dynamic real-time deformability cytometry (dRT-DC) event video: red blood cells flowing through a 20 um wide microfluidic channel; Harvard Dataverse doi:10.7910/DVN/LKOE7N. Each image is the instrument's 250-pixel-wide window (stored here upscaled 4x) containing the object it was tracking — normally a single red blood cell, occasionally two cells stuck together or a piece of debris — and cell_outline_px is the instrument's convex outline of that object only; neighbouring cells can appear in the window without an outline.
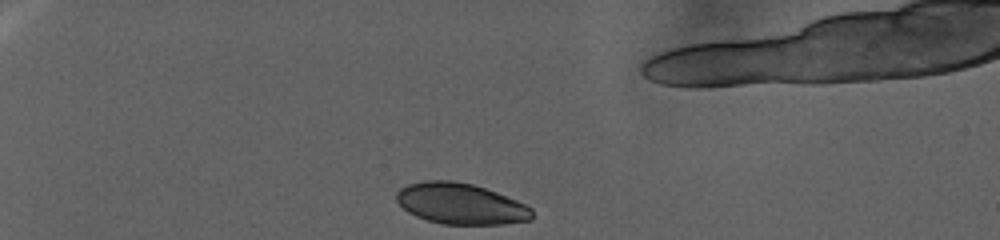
{"species": "human", "species_latin": "Homo sapiens", "temperature_condition": "warm", "stored_images_in_passage": 81, "camera_frame_rate_fps": 3000, "um_per_image_px": 0.085, "donor": {"sex": "female"}, "frame": {"image": 1, "passage_image": 1, "time_ms": 0.0, "image_size_px": [1000, 240], "cell_outline_px": [[532, 220], [504, 224], [444, 224], [428, 220], [416, 216], [408, 212], [396, 200], [396, 192], [400, 188], [408, 184], [424, 180], [452, 180], [472, 184], [496, 192], [516, 200], [532, 208]], "centroid_in_image_um": [39.14, 17.31], "position_along_channel_um": 45.9, "area_um2": 32.31}}
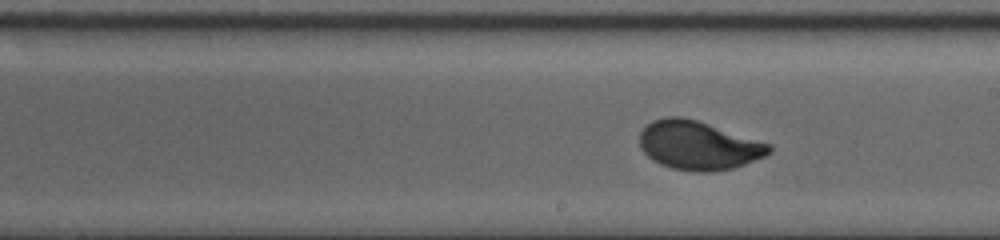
{"frame": {"image": 2, "passage_image": 45, "time_ms": 14.667, "image_size_px": [1000, 240], "cell_outline_px": [[772, 152], [764, 156], [744, 164], [732, 168], [712, 172], [692, 172], [672, 168], [660, 164], [652, 160], [640, 148], [640, 132], [652, 120], [664, 116], [680, 116], [696, 120], [772, 144]], "centroid_in_image_um": [59.35, 12.36], "position_along_channel_um": 229.6, "area_um2": 36.82}}
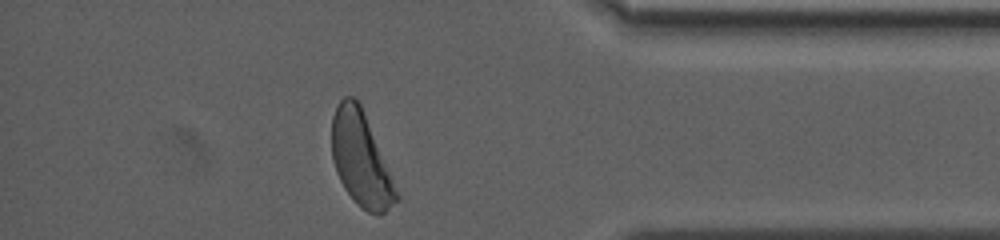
{"frame": {"image": 3, "passage_image": 78, "time_ms": 25.667, "image_size_px": [1000, 240], "cell_outline_px": [[400, 200], [380, 216], [376, 216], [360, 208], [356, 204], [344, 188], [336, 172], [332, 160], [332, 116], [340, 100], [344, 96], [352, 96], [360, 104], [400, 196]], "centroid_in_image_um": [30.67, 13.59], "position_along_channel_um": 404.5, "area_um2": 35.2}}